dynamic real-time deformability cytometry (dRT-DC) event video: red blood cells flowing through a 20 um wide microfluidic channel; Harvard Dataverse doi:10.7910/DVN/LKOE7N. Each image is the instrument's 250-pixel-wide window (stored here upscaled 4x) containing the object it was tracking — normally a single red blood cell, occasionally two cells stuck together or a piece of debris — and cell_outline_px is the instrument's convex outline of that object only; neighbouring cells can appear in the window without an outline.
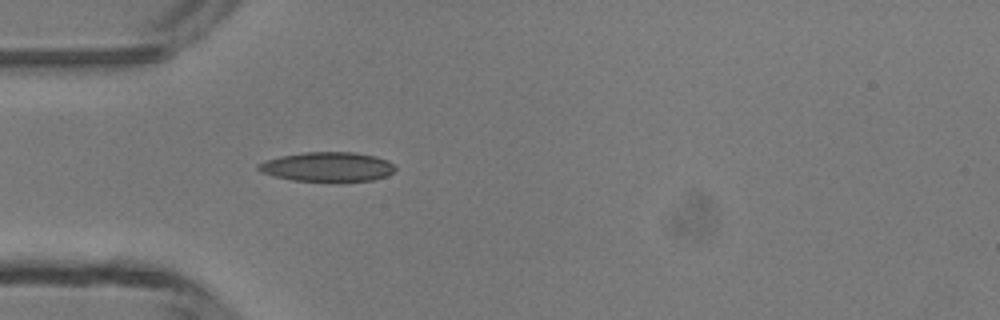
{"species": "common noctule bat (a hibernating species)", "species_latin": "Nyctalus noctula", "temperature_condition": "room temperature", "stored_images_in_passage": 3, "camera_frame_rate_fps": 3000, "um_per_image_px": 0.085, "animal": {"sex": "male", "body_mass_g": 13.3}, "frame": {"image": 1, "passage_image": 3, "time_ms": 2.333, "image_size_px": [1000, 320], "cell_outline_px": [[396, 168], [388, 176], [372, 180], [340, 184], [332, 184], [292, 180], [260, 172], [256, 168], [256, 164], [264, 160], [280, 156], [304, 152], [352, 152], [376, 156], [388, 160]], "centroid_in_image_um": [27.83, 14.22], "position_along_channel_um": 57.2, "area_um2": 24.51}}